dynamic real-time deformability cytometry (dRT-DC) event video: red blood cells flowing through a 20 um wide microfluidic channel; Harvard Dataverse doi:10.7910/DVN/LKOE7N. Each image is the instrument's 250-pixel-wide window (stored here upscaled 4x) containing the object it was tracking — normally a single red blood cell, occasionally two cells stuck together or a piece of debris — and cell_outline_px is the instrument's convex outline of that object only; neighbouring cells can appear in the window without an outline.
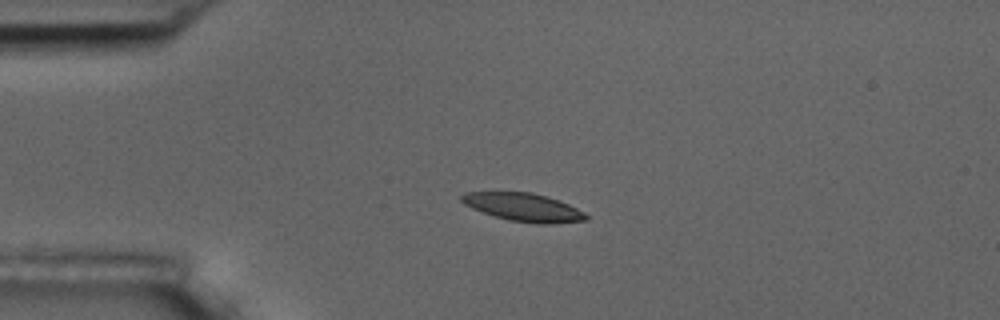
{"species": "common noctule bat (a hibernating species)", "species_latin": "Nyctalus noctula", "temperature_condition": "room temperature", "stored_images_in_passage": 10, "camera_frame_rate_fps": 3000, "um_per_image_px": 0.085, "animal": {"sex": "male", "body_mass_g": 17.5, "forearm_length_mm": 52.3}, "frame": {"image": 1, "passage_image": 4, "time_ms": 3.333, "image_size_px": [1000, 320], "cell_outline_px": [[588, 220], [548, 224], [536, 224], [508, 220], [472, 208], [464, 204], [460, 200], [460, 196], [464, 192], [532, 192], [560, 200], [584, 212], [588, 216]], "centroid_in_image_um": [44.5, 17.61], "position_along_channel_um": 40.5, "area_um2": 20.4}}
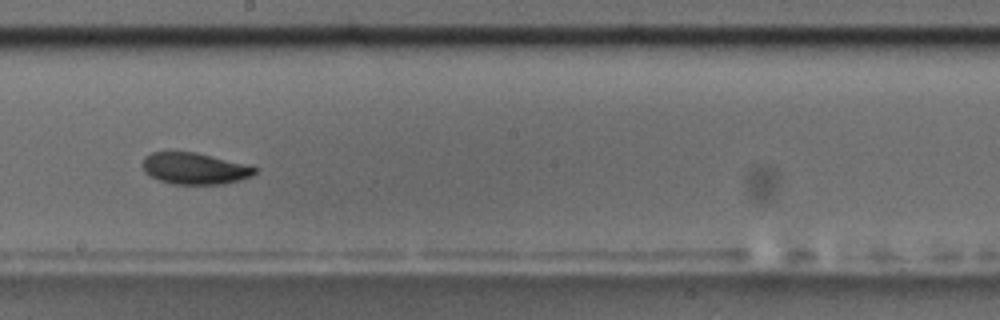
{"frame": {"image": 2, "passage_image": 9, "time_ms": 9.333, "image_size_px": [1000, 320], "cell_outline_px": [[256, 172], [252, 176], [240, 180], [224, 184], [172, 184], [160, 180], [144, 172], [140, 164], [144, 156], [152, 152], [196, 152], [252, 164], [256, 168]], "centroid_in_image_um": [16.57, 14.31], "position_along_channel_um": 231.6, "area_um2": 21.04}}
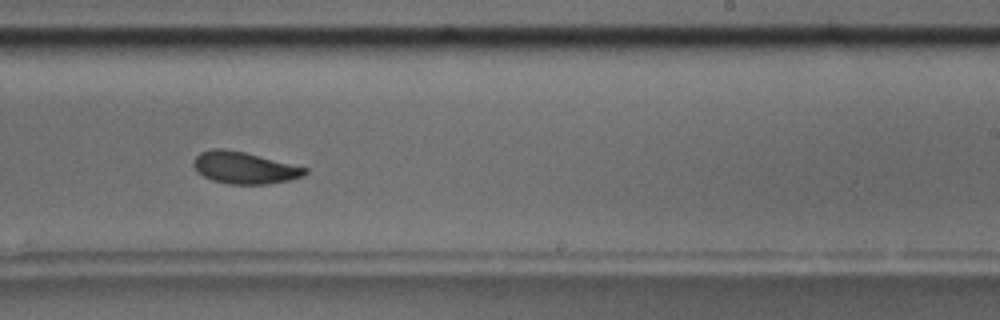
{"frame": {"image": 3, "passage_image": 10, "time_ms": 10.333, "image_size_px": [1000, 320], "cell_outline_px": [[308, 172], [304, 176], [292, 180], [268, 184], [228, 184], [212, 180], [196, 172], [192, 164], [192, 160], [200, 152], [212, 148], [224, 148], [244, 152], [308, 168]], "centroid_in_image_um": [20.75, 14.26], "position_along_channel_um": 268.2, "area_um2": 20.92}}